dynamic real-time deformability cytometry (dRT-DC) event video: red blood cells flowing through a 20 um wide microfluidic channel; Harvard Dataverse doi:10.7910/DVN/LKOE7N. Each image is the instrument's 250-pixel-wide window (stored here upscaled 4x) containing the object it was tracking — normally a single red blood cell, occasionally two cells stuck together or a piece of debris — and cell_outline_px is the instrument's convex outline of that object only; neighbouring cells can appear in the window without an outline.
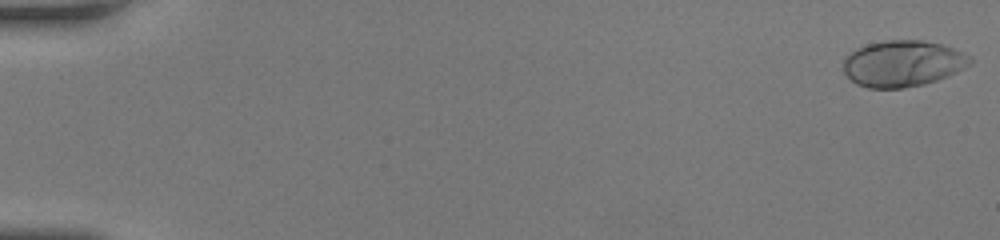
{"species": "human", "species_latin": "Homo sapiens", "temperature_condition": "room temperature", "stored_images_in_passage": 51, "camera_frame_rate_fps": 3000, "um_per_image_px": 0.085, "donor": {"sex": "female"}, "frame": {"image": 1, "passage_image": 1, "time_ms": 0.0, "image_size_px": [1000, 240], "cell_outline_px": [[972, 60], [964, 68], [948, 76], [924, 84], [900, 88], [868, 88], [856, 84], [844, 72], [844, 56], [856, 48], [868, 44], [888, 40], [920, 40], [940, 44], [952, 48], [968, 56]], "centroid_in_image_um": [76.69, 5.4], "position_along_channel_um": 8.3, "area_um2": 33.81}}
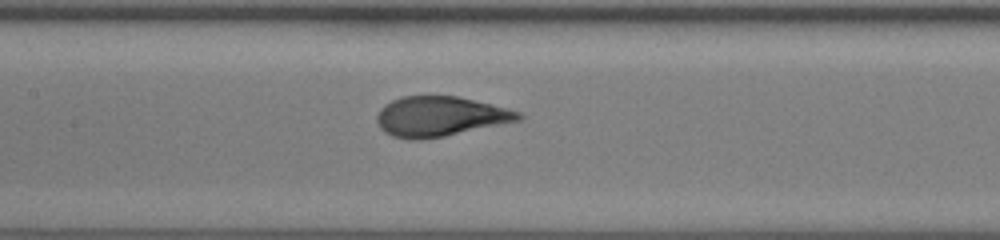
{"frame": {"image": 2, "passage_image": 26, "time_ms": 8.333, "image_size_px": [1000, 240], "cell_outline_px": [[524, 116], [520, 120], [444, 136], [416, 140], [412, 140], [392, 136], [384, 132], [380, 128], [376, 120], [376, 116], [380, 108], [384, 104], [400, 96], [456, 96], [520, 112]], "centroid_in_image_um": [37.33, 9.9], "position_along_channel_um": 170.1, "area_um2": 32.6}}
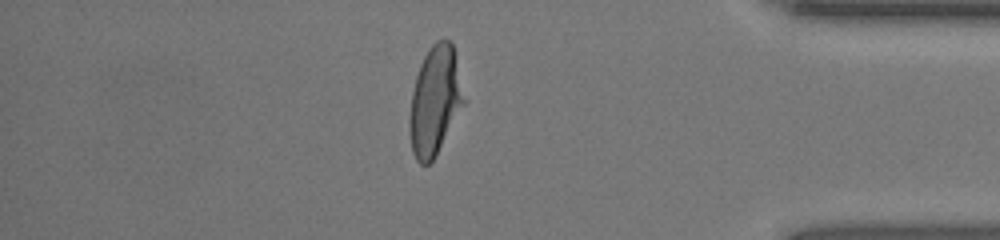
{"frame": {"image": 3, "passage_image": 44, "time_ms": 14.333, "image_size_px": [1000, 240], "cell_outline_px": [[464, 104], [436, 156], [428, 164], [420, 164], [416, 160], [412, 152], [408, 124], [412, 92], [416, 76], [420, 64], [428, 48], [436, 40], [452, 40], [464, 100]], "centroid_in_image_um": [36.94, 8.58], "position_along_channel_um": 398.3, "area_um2": 34.16}, "authors_computed_cell_mechanics": {"area_um2": 33.2928, "velocity_mm_per_s": 4.2482, "shape_relaxation_time_tau1_ms": 3.9559, "shape_relaxation_time_tau2_ms": null, "deformation_change_tau1": 0.1983, "deformation_change_tau2": null}}